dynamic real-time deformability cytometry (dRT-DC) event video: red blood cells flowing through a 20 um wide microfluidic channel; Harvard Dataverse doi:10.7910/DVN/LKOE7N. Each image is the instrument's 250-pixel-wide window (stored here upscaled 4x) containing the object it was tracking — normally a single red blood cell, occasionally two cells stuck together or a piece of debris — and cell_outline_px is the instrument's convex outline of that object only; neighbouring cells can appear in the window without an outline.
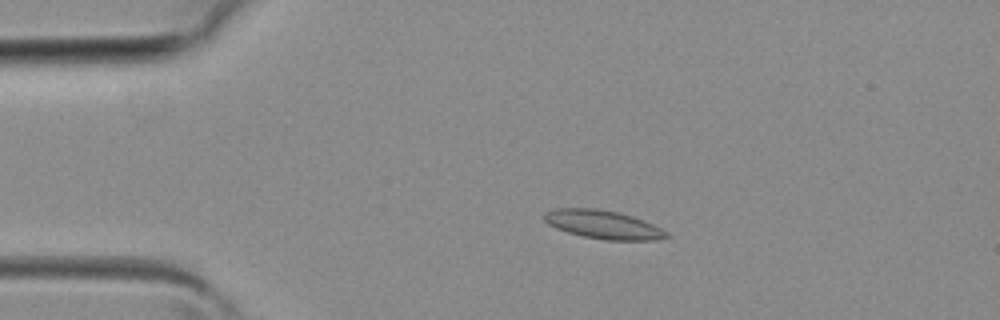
{"species": "common noctule bat (a hibernating species)", "species_latin": "Nyctalus noctula", "temperature_condition": "room temperature", "stored_images_in_passage": 38, "camera_frame_rate_fps": 3000, "um_per_image_px": 0.085, "animal": {"sex": "female", "body_mass_g": 19.3, "forearm_length_mm": 54.1}, "frame": {"image": 1, "passage_image": 7, "time_ms": 2.0, "image_size_px": [1000, 320], "cell_outline_px": [[672, 236], [652, 240], [608, 240], [584, 236], [568, 232], [556, 228], [548, 224], [544, 220], [544, 212], [556, 208], [596, 208], [616, 212], [632, 216], [652, 224], [668, 232]], "centroid_in_image_um": [51.25, 19.08], "position_along_channel_um": 33.7, "area_um2": 20.11}}
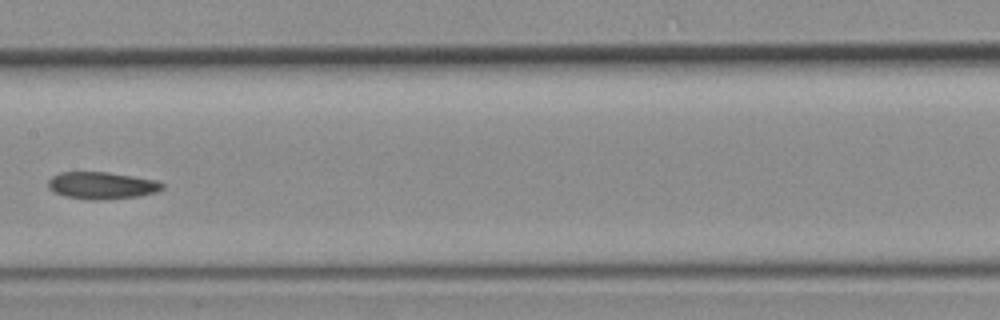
{"frame": {"image": 2, "passage_image": 19, "time_ms": 6.0, "image_size_px": [1000, 320], "cell_outline_px": [[164, 188], [156, 192], [136, 196], [100, 200], [88, 200], [64, 196], [52, 192], [48, 188], [48, 180], [52, 176], [60, 172], [108, 172], [156, 180], [164, 184]], "centroid_in_image_um": [8.61, 15.76], "position_along_channel_um": 198.8, "area_um2": 18.09}}
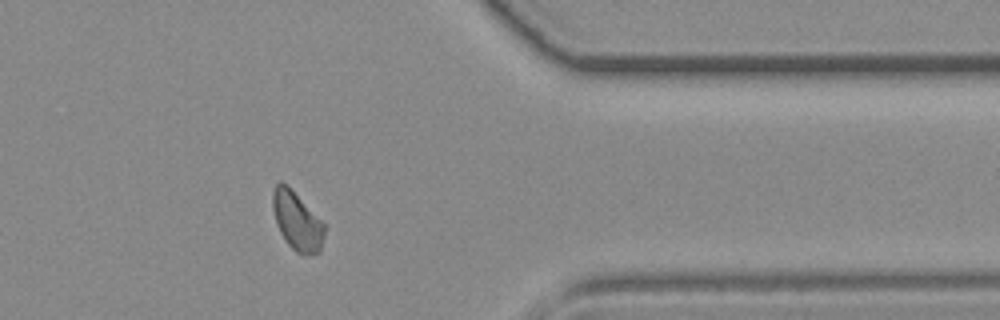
{"frame": {"image": 3, "passage_image": 31, "time_ms": 10.0, "image_size_px": [1000, 320], "cell_outline_px": [[324, 236], [320, 252], [296, 252], [288, 244], [280, 232], [276, 224], [272, 208], [272, 192], [276, 184], [280, 180], [324, 224]], "centroid_in_image_um": [25.2, 18.79], "position_along_channel_um": 386.2, "area_um2": 16.76}}